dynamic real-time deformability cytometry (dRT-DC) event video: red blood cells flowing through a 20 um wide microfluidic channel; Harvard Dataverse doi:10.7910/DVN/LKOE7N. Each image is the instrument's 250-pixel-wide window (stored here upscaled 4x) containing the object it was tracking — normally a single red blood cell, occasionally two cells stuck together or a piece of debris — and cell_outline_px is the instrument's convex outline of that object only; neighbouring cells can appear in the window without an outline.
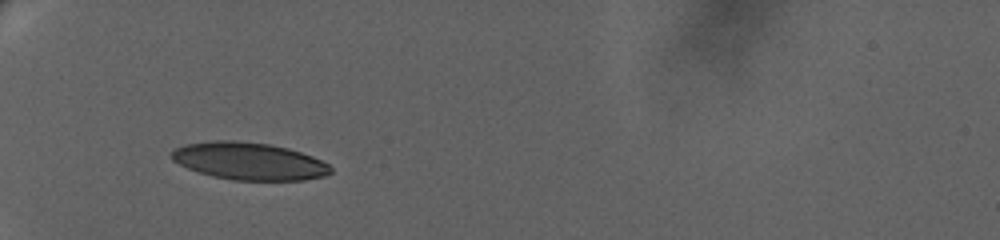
{"species": "human", "species_latin": "Homo sapiens", "temperature_condition": "warm", "stored_images_in_passage": 18, "camera_frame_rate_fps": 3000, "um_per_image_px": 0.085, "donor": {"sex": "female"}, "frame": {"image": 1, "passage_image": 1, "time_ms": 0.0, "image_size_px": [1000, 240], "cell_outline_px": [[332, 172], [324, 176], [304, 180], [232, 180], [212, 176], [188, 168], [172, 160], [172, 152], [176, 148], [184, 144], [212, 140], [236, 140], [268, 144], [288, 148], [312, 156], [328, 164], [332, 168]], "centroid_in_image_um": [21.17, 13.69], "position_along_channel_um": 63.8, "area_um2": 34.56}}
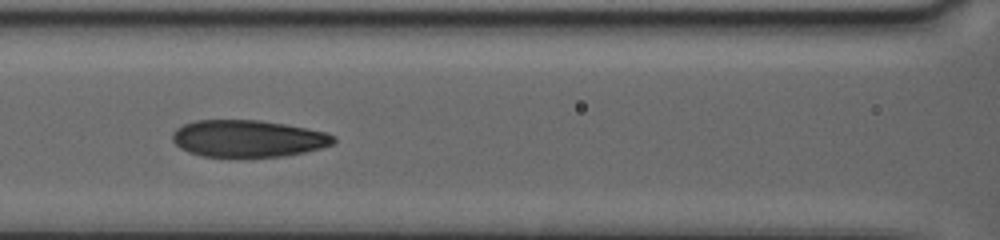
{"frame": {"image": 2, "passage_image": 12, "time_ms": 3.0, "image_size_px": [1000, 240], "cell_outline_px": [[336, 140], [332, 144], [320, 148], [304, 152], [284, 156], [200, 156], [188, 152], [180, 148], [172, 140], [172, 136], [176, 128], [184, 124], [196, 120], [260, 120], [308, 128], [328, 132], [336, 136]], "centroid_in_image_um": [21.09, 11.76], "position_along_channel_um": 145.5, "area_um2": 34.68}}
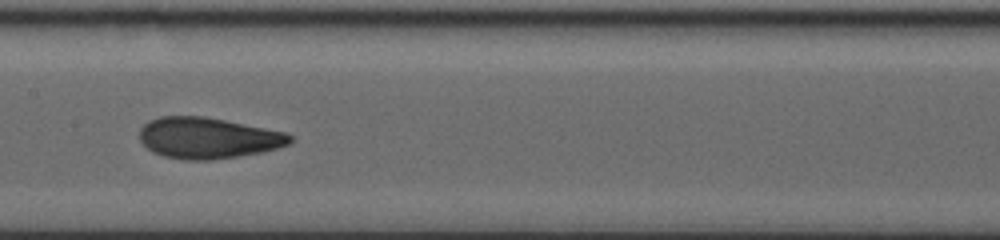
{"frame": {"image": 3, "passage_image": 17, "time_ms": 4.333, "image_size_px": [1000, 240], "cell_outline_px": [[292, 140], [288, 144], [280, 148], [260, 152], [212, 160], [184, 160], [164, 156], [152, 152], [140, 140], [140, 128], [148, 120], [160, 116], [204, 116], [288, 132], [292, 136]], "centroid_in_image_um": [17.68, 11.72], "position_along_channel_um": 189.7, "area_um2": 36.13}}